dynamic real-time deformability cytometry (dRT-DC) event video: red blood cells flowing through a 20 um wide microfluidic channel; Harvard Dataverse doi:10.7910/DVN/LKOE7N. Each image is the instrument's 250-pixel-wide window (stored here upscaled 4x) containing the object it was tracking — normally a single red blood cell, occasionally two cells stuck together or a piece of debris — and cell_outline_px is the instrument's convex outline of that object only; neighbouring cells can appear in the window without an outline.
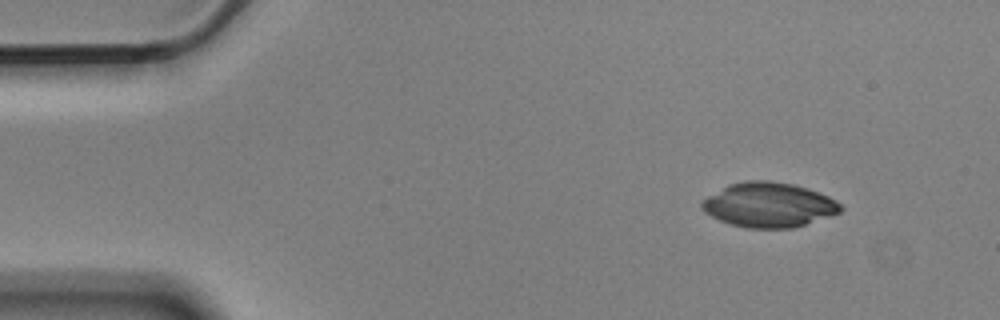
{"species": "Egyptian fruit bat (a non-hibernating species)", "species_latin": "Rousettus aegyptiacus", "temperature_condition": "cold", "stored_images_in_passage": 7, "camera_frame_rate_fps": 3000, "um_per_image_px": 0.085, "animal": {"sex": "male"}, "frame": {"image": 1, "passage_image": 1, "time_ms": 0.0, "image_size_px": [1000, 320], "cell_outline_px": [[844, 208], [840, 212], [792, 228], [748, 228], [732, 224], [720, 220], [704, 212], [700, 204], [708, 196], [728, 184], [748, 180], [768, 180], [792, 184], [808, 188], [828, 196], [836, 200]], "centroid_in_image_um": [65.35, 17.4], "position_along_channel_um": 19.7, "area_um2": 35.84}}